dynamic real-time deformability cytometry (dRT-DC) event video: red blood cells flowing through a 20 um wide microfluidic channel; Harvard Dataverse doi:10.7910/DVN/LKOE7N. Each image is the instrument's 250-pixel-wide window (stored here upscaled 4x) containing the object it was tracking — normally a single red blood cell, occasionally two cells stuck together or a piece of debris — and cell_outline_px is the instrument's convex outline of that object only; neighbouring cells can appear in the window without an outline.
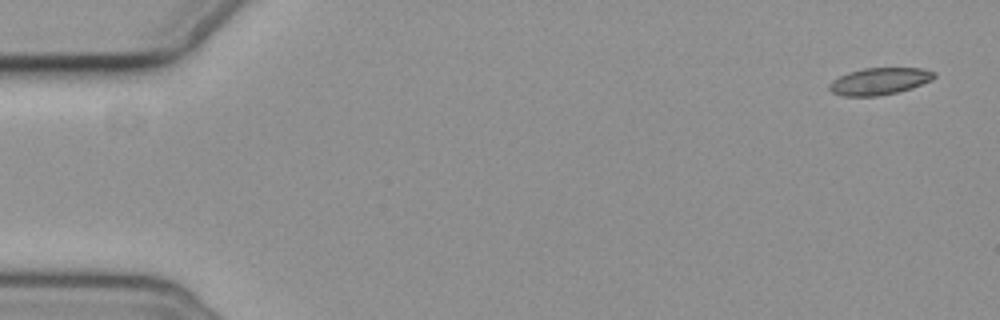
{"species": "common noctule bat (a hibernating species)", "species_latin": "Nyctalus noctula", "temperature_condition": "cold", "stored_images_in_passage": 4, "camera_frame_rate_fps": 3000, "um_per_image_px": 0.085, "animal": {"sex": "female", "body_mass_g": 19.3, "forearm_length_mm": 54.1}, "frame": {"image": 1, "passage_image": 1, "time_ms": 0.0, "image_size_px": [1000, 320], "cell_outline_px": [[936, 76], [932, 80], [912, 88], [896, 92], [876, 96], [844, 96], [832, 92], [828, 88], [828, 84], [832, 80], [848, 72], [864, 68], [920, 68], [936, 72]], "centroid_in_image_um": [74.75, 6.9], "position_along_channel_um": 10.3, "area_um2": 16.47}}